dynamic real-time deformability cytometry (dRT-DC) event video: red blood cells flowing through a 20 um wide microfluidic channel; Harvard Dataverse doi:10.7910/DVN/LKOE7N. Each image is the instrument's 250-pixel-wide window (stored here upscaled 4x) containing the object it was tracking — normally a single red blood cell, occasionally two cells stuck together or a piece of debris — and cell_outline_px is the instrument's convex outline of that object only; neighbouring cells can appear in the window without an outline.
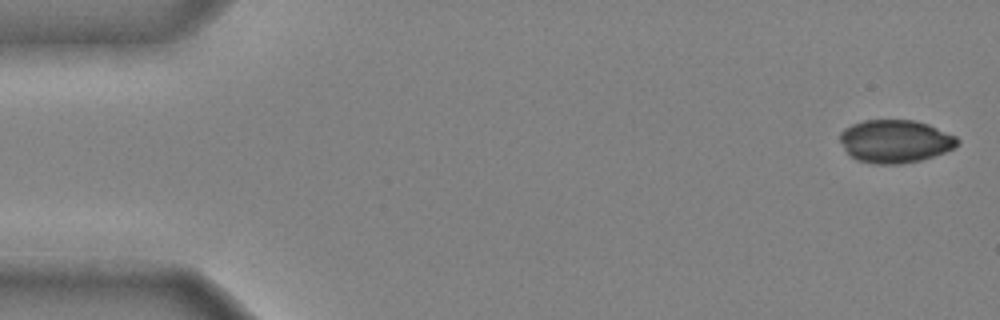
{"species": "common noctule bat (a hibernating species)", "species_latin": "Nyctalus noctula", "temperature_condition": "cold", "stored_images_in_passage": 45, "camera_frame_rate_fps": 3000, "um_per_image_px": 0.085, "animal": {"sex": "male", "body_mass_g": 20.4}, "frame": {"image": 1, "passage_image": 1, "time_ms": 0.0, "image_size_px": [1000, 320], "cell_outline_px": [[960, 140], [952, 148], [944, 152], [920, 160], [900, 164], [872, 164], [856, 160], [844, 148], [840, 140], [840, 132], [844, 128], [852, 124], [864, 120], [912, 120], [928, 124], [956, 136]], "centroid_in_image_um": [76.06, 12.0], "position_along_channel_um": 8.9, "area_um2": 29.25}}
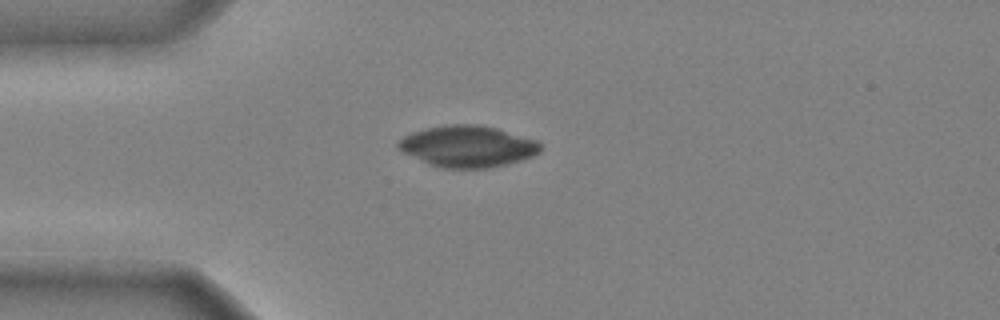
{"frame": {"image": 2, "passage_image": 12, "time_ms": 3.667, "image_size_px": [1000, 320], "cell_outline_px": [[544, 148], [540, 152], [532, 156], [520, 160], [488, 168], [440, 168], [428, 164], [404, 152], [396, 144], [404, 136], [412, 132], [424, 128], [452, 124], [480, 124], [496, 128], [540, 140], [544, 144]], "centroid_in_image_um": [39.81, 12.43], "position_along_channel_um": 45.2, "area_um2": 34.51}}
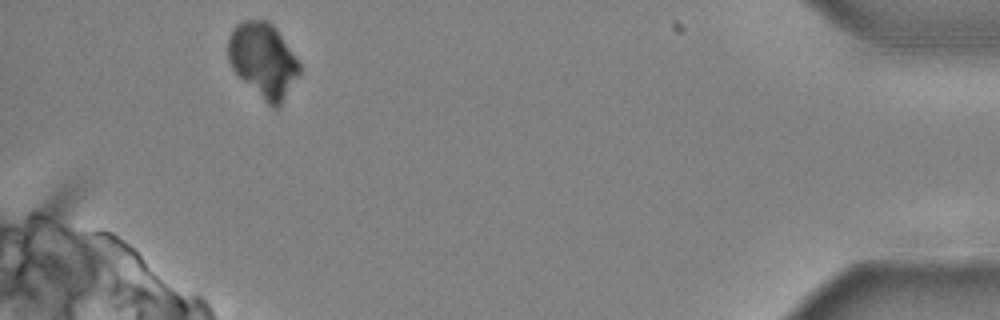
{"frame": {"image": 3, "passage_image": 45, "time_ms": 14.667, "image_size_px": [1000, 320], "cell_outline_px": [[300, 72], [280, 104], [276, 108], [272, 108], [232, 68], [228, 60], [228, 36], [236, 24], [244, 20], [268, 20], [272, 24], [300, 64]], "centroid_in_image_um": [22.34, 5.08], "position_along_channel_um": 412.9, "area_um2": 30.17}}